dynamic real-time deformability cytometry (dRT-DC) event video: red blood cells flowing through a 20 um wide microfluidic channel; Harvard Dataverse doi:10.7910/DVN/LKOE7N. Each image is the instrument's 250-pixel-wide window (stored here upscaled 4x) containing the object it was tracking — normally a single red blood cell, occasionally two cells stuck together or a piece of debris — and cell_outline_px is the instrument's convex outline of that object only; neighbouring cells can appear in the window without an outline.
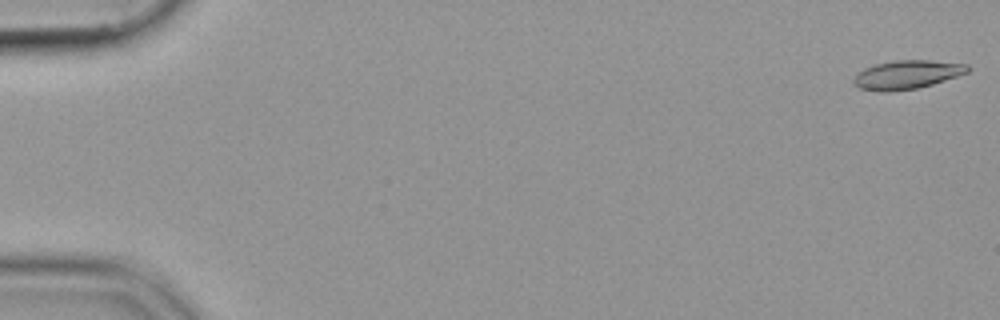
{"species": "common noctule bat (a hibernating species)", "species_latin": "Nyctalus noctula", "temperature_condition": "cold", "stored_images_in_passage": 54, "camera_frame_rate_fps": 3000, "um_per_image_px": 0.085, "animal": {"sex": "female", "body_mass_g": 19.9}, "frame": {"image": 1, "passage_image": 1, "time_ms": 0.0, "image_size_px": [1000, 320], "cell_outline_px": [[972, 68], [968, 72], [932, 84], [916, 88], [888, 92], [880, 92], [860, 88], [852, 84], [852, 80], [864, 68], [876, 64], [896, 60], [928, 60], [968, 64]], "centroid_in_image_um": [77.09, 6.34], "position_along_channel_um": 7.9, "area_um2": 18.96}}
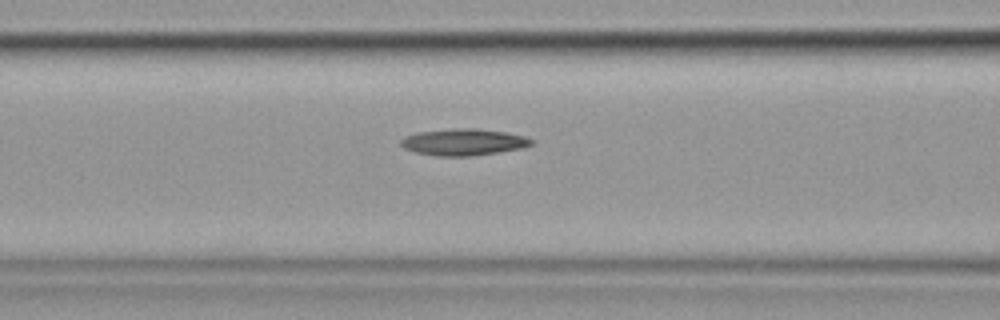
{"frame": {"image": 2, "passage_image": 23, "time_ms": 7.333, "image_size_px": [1000, 320], "cell_outline_px": [[536, 144], [524, 148], [500, 152], [472, 156], [436, 156], [416, 152], [404, 148], [400, 144], [400, 140], [404, 136], [420, 132], [452, 128], [476, 128], [508, 132], [524, 136], [536, 140]], "centroid_in_image_um": [39.48, 12.07], "position_along_channel_um": 127.1, "area_um2": 20.63}}
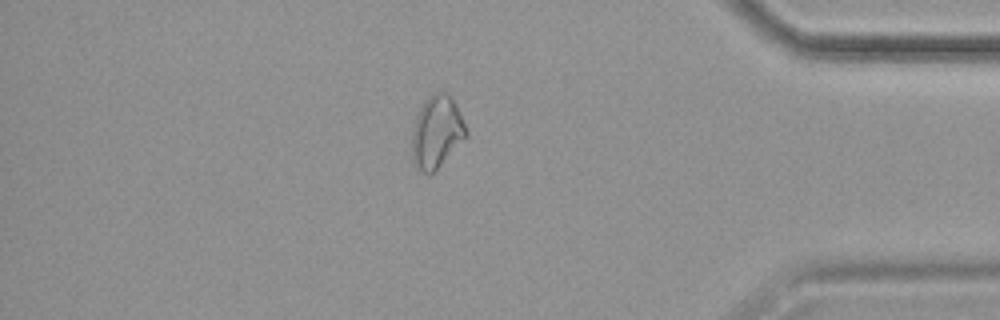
{"frame": {"image": 3, "passage_image": 47, "time_ms": 15.333, "image_size_px": [1000, 320], "cell_outline_px": [[468, 136], [432, 172], [424, 172], [412, 164], [412, 132], [416, 116], [424, 100], [428, 96], [436, 92], [448, 92], [456, 104], [468, 132]], "centroid_in_image_um": [37.11, 11.18], "position_along_channel_um": 398.1, "area_um2": 22.6}}